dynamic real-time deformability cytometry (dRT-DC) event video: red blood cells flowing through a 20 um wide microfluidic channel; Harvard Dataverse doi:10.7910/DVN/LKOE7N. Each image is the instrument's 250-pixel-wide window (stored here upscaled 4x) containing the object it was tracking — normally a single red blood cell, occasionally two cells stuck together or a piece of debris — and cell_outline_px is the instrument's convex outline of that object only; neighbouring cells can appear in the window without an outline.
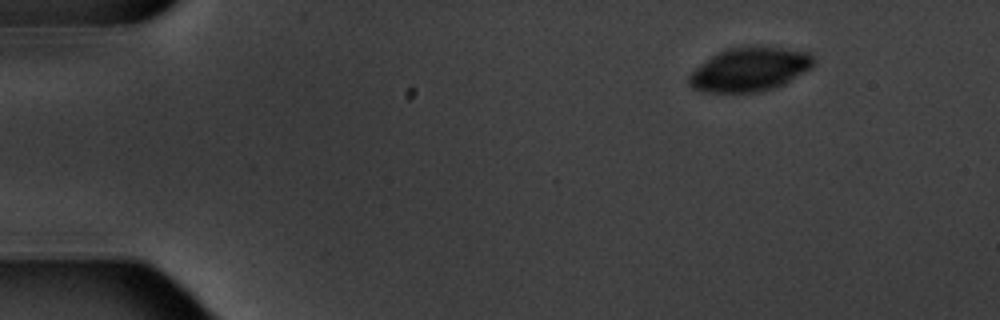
{"species": "common noctule bat (a hibernating species)", "species_latin": "Nyctalus noctula", "temperature_condition": "warm", "stored_images_in_passage": 5, "camera_frame_rate_fps": 3000, "um_per_image_px": 0.085, "animal": {"sex": "male", "body_mass_g": 20.1, "forearm_length_mm": 53.5}, "frame": {"image": 1, "passage_image": 1, "time_ms": 0.0, "image_size_px": [1000, 320], "cell_outline_px": [[816, 60], [812, 68], [784, 84], [760, 92], [700, 92], [692, 88], [688, 84], [688, 76], [696, 68], [712, 56], [728, 48], [756, 44], [808, 52]], "centroid_in_image_um": [63.73, 5.88], "position_along_channel_um": 21.3, "area_um2": 32.14}}